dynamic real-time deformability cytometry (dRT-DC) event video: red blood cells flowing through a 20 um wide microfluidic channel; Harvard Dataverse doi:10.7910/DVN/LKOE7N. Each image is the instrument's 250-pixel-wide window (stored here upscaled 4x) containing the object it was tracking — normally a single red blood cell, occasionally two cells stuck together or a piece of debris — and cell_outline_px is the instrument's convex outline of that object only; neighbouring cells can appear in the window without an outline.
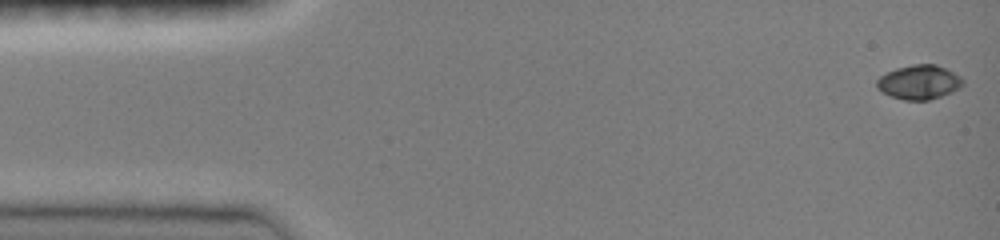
{"species": "common noctule bat (a hibernating species)", "species_latin": "Nyctalus noctula", "temperature_condition": "room temperature", "stored_images_in_passage": 58, "camera_frame_rate_fps": 3000, "um_per_image_px": 0.085, "animal": {"sex": "female", "body_mass_g": 19.0, "forearm_length_mm": 51.5}, "frame": {"image": 1, "passage_image": 1, "time_ms": 0.0, "image_size_px": [1000, 240], "cell_outline_px": [[964, 84], [960, 88], [940, 96], [928, 100], [904, 100], [892, 96], [876, 88], [876, 80], [880, 76], [896, 68], [912, 64], [936, 64], [960, 76], [964, 80]], "centroid_in_image_um": [78.12, 6.98], "position_along_channel_um": 6.9, "area_um2": 17.05}}
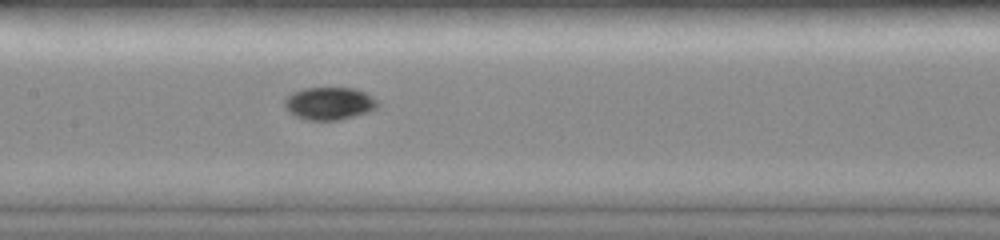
{"frame": {"image": 2, "passage_image": 24, "time_ms": 7.333, "image_size_px": [1000, 240], "cell_outline_px": [[380, 108], [368, 112], [336, 120], [304, 120], [288, 112], [284, 108], [284, 100], [292, 92], [304, 88], [356, 88], [372, 96], [380, 104]], "centroid_in_image_um": [27.99, 8.79], "position_along_channel_um": 179.4, "area_um2": 17.86}}
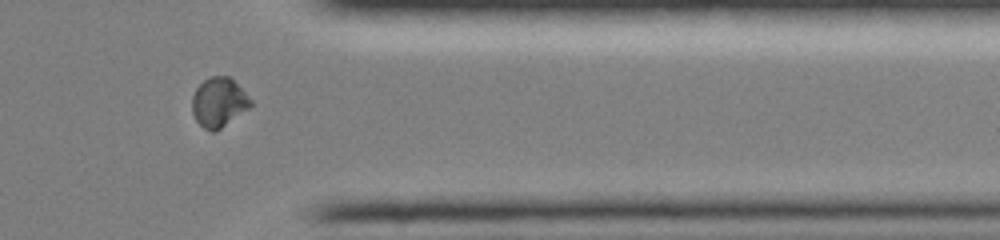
{"frame": {"image": 3, "passage_image": 45, "time_ms": 12.667, "image_size_px": [1000, 240], "cell_outline_px": [[252, 104], [248, 108], [216, 132], [212, 132], [204, 128], [196, 120], [192, 112], [192, 96], [196, 88], [204, 80], [212, 76], [228, 76], [252, 100]], "centroid_in_image_um": [18.57, 8.71], "position_along_channel_um": 392.8, "area_um2": 16.59}, "authors_computed_cell_mechanics": {"area_um2": 17.0221, "velocity_mm_per_s": 4.0272, "shape_relaxation_time_tau1_ms": 5.9452, "shape_relaxation_time_tau2_ms": 4.0731, "deformation_change_tau1": 0.2204, "deformation_change_tau2": 0.0294}}